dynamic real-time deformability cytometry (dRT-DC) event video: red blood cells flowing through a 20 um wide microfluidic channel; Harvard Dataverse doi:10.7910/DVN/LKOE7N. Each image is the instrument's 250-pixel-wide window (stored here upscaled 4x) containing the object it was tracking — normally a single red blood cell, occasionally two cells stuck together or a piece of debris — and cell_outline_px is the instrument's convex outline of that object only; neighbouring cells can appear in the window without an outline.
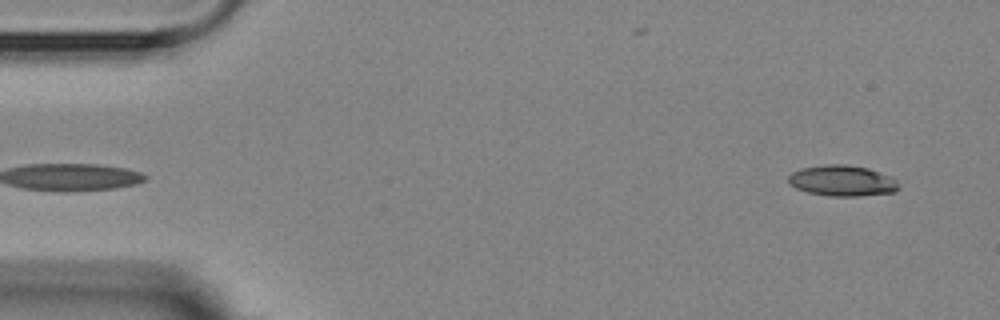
{"species": "Egyptian fruit bat (a non-hibernating species)", "species_latin": "Rousettus aegyptiacus", "temperature_condition": "room temperature", "stored_images_in_passage": 14, "camera_frame_rate_fps": 3000, "um_per_image_px": 0.085, "animal": {"sex": "female"}, "frame": {"image": 1, "passage_image": 1, "time_ms": 0.0, "image_size_px": [1000, 320], "cell_outline_px": [[900, 188], [896, 192], [860, 196], [828, 196], [808, 192], [796, 188], [788, 184], [788, 176], [792, 172], [804, 168], [828, 164], [844, 164], [868, 168], [888, 176], [896, 180]], "centroid_in_image_um": [71.59, 15.37], "position_along_channel_um": 13.4, "area_um2": 19.77}}
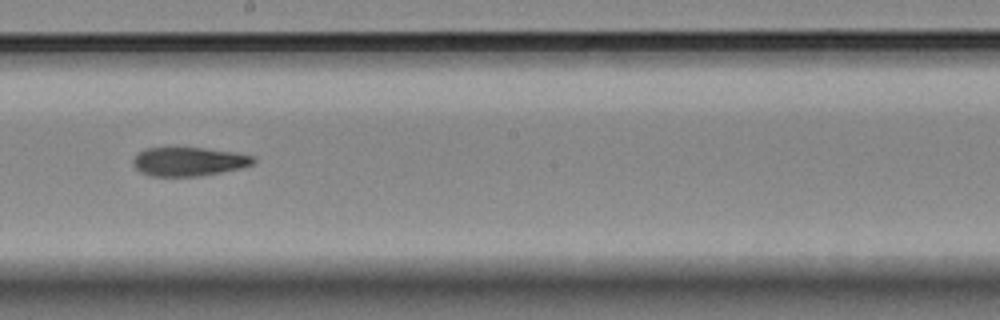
{"frame": {"image": 2, "passage_image": 8, "time_ms": 9.0, "image_size_px": [1000, 320], "cell_outline_px": [[256, 160], [252, 164], [240, 168], [200, 176], [152, 176], [140, 172], [132, 164], [132, 160], [144, 148], [204, 148], [236, 152], [252, 156]], "centroid_in_image_um": [16.03, 13.73], "position_along_channel_um": 232.2, "area_um2": 20.06}}
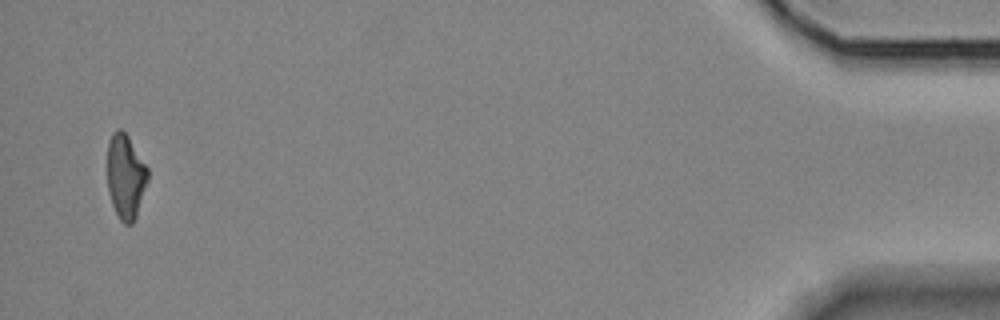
{"frame": {"image": 3, "passage_image": 14, "time_ms": 16.667, "image_size_px": [1000, 320], "cell_outline_px": [[148, 180], [136, 216], [132, 224], [124, 224], [120, 220], [112, 204], [108, 192], [108, 140], [112, 132], [116, 128], [120, 128], [128, 136], [148, 168]], "centroid_in_image_um": [10.67, 14.98], "position_along_channel_um": 424.5, "area_um2": 19.88}, "authors_computed_cell_mechanics": {"area_um2": 20.7213, "velocity_mm_per_s": 3.603, "shape_relaxation_time_tau1_ms": 4.3481, "shape_relaxation_time_tau2_ms": null, "deformation_change_tau1": 0.1531, "deformation_change_tau2": null}}